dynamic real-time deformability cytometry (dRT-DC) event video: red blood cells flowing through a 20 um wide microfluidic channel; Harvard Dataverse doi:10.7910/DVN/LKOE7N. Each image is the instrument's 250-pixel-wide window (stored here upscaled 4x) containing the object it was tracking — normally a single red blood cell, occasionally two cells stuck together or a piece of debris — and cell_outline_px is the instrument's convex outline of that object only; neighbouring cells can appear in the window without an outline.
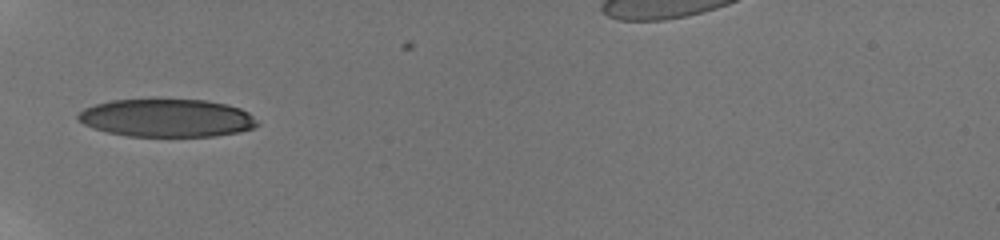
{"species": "human", "species_latin": "Homo sapiens", "temperature_condition": "room temperature", "stored_images_in_passage": 42, "camera_frame_rate_fps": 3000, "um_per_image_px": 0.085, "donor": {"sex": "male"}, "frame": {"image": 1, "passage_image": 1, "time_ms": 0.0, "image_size_px": [1000, 240], "cell_outline_px": [[260, 124], [252, 128], [240, 132], [216, 136], [128, 136], [108, 132], [92, 128], [76, 120], [76, 116], [84, 108], [96, 104], [112, 100], [204, 100], [224, 104], [240, 108], [248, 112]], "centroid_in_image_um": [14.16, 10.04], "position_along_channel_um": 70.8, "area_um2": 39.48}}
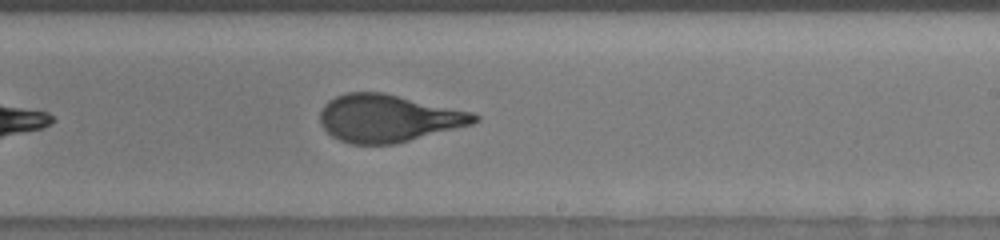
{"frame": {"image": 2, "passage_image": 24, "time_ms": 5.0, "image_size_px": [1000, 240], "cell_outline_px": [[480, 120], [472, 124], [396, 144], [348, 144], [332, 136], [324, 128], [320, 120], [320, 112], [324, 104], [328, 100], [344, 92], [384, 92], [472, 112], [480, 116]], "centroid_in_image_um": [32.99, 10.05], "position_along_channel_um": 256.0, "area_um2": 42.77}}
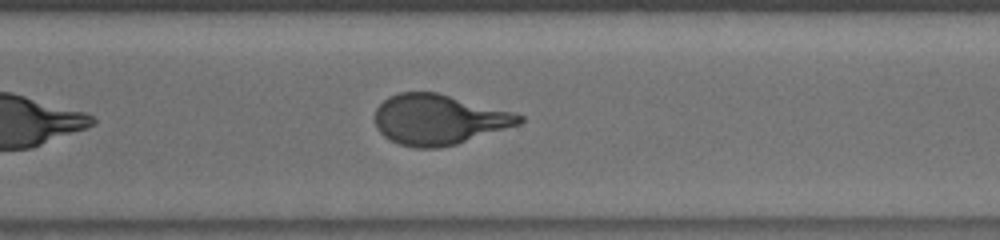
{"frame": {"image": 3, "passage_image": 32, "time_ms": 7.0, "image_size_px": [1000, 240], "cell_outline_px": [[524, 120], [520, 124], [456, 144], [440, 148], [416, 148], [400, 144], [384, 136], [376, 128], [376, 108], [388, 96], [400, 92], [436, 92], [512, 112], [524, 116]], "centroid_in_image_um": [37.27, 10.16], "position_along_channel_um": 333.3, "area_um2": 41.91}}